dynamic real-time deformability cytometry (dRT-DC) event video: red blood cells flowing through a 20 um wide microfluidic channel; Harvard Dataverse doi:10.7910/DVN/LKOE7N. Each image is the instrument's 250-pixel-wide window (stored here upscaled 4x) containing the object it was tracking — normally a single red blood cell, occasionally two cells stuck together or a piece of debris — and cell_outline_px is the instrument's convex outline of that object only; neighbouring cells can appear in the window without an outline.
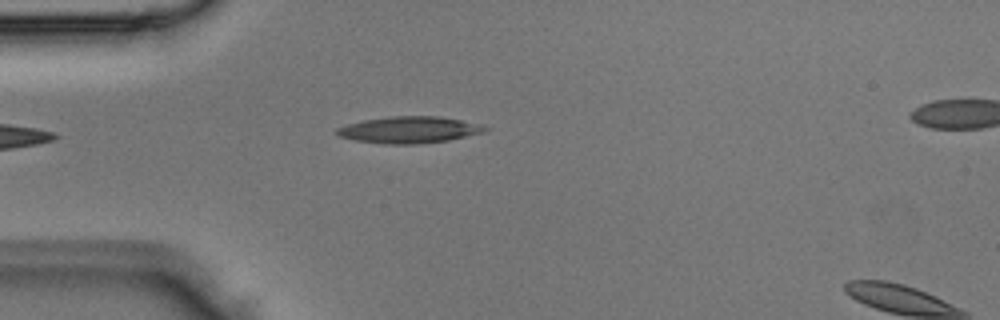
{"species": "Egyptian fruit bat (a non-hibernating species)", "species_latin": "Rousettus aegyptiacus", "temperature_condition": "room temperature", "stored_images_in_passage": 5, "camera_frame_rate_fps": 3000, "um_per_image_px": 0.085, "animal": {"sex": "male"}, "frame": {"image": 1, "passage_image": 4, "time_ms": 1.0, "image_size_px": [1000, 320], "cell_outline_px": [[488, 128], [484, 132], [448, 140], [416, 144], [384, 144], [352, 140], [340, 136], [332, 132], [336, 128], [348, 124], [364, 120], [392, 116], [440, 116], [480, 124]], "centroid_in_image_um": [34.73, 11.04], "position_along_channel_um": 50.3, "area_um2": 22.95}}